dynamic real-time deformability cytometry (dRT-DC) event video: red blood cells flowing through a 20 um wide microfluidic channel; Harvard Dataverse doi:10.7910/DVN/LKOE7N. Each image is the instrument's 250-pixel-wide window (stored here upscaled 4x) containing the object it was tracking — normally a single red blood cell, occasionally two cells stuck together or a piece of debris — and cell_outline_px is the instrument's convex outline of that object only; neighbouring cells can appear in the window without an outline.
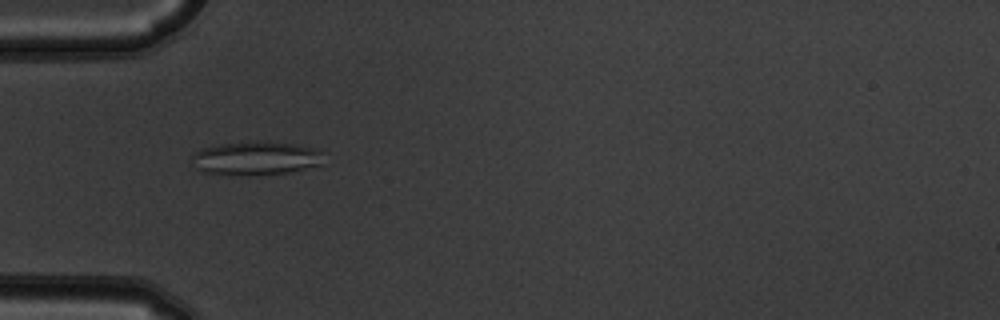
{"species": "common noctule bat (a hibernating species)", "species_latin": "Nyctalus noctula", "temperature_condition": "warm", "stored_images_in_passage": 5, "camera_frame_rate_fps": 3000, "um_per_image_px": 0.085, "animal": {"sex": "male", "body_mass_g": 19.5, "forearm_length_mm": 54.6}, "frame": {"image": 1, "passage_image": 3, "time_ms": 0.667, "image_size_px": [1000, 320], "cell_outline_px": [[324, 152], [320, 164], [288, 172], [248, 176], [204, 172], [196, 168], [192, 156], [196, 152], [204, 148], [220, 144], [248, 140], [268, 140], [296, 144], [312, 148]], "centroid_in_image_um": [21.75, 13.42], "position_along_channel_um": 63.2, "area_um2": 25.95}}
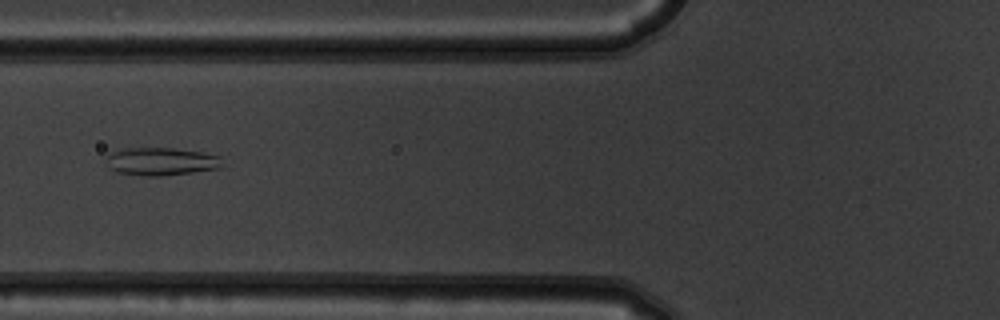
{"frame": {"image": 2, "passage_image": 4, "time_ms": 1.0, "image_size_px": [1000, 320], "cell_outline_px": [[220, 168], [192, 172], [160, 176], [140, 176], [116, 172], [104, 160], [112, 152], [120, 148], [172, 148], [200, 152], [220, 156]], "centroid_in_image_um": [13.64, 13.72], "position_along_channel_um": 112.2, "area_um2": 18.73}}